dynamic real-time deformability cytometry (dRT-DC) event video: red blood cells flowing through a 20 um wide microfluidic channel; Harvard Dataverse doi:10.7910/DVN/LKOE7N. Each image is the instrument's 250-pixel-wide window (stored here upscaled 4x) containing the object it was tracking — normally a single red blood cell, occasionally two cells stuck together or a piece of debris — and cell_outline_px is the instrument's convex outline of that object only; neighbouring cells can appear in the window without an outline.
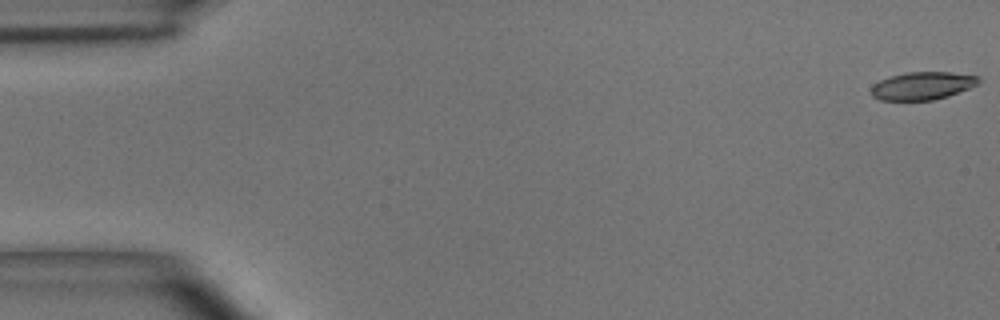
{"species": "common noctule bat (a hibernating species)", "species_latin": "Nyctalus noctula", "temperature_condition": "room temperature", "stored_images_in_passage": 49, "camera_frame_rate_fps": 3000, "um_per_image_px": 0.085, "animal": {"sex": "male", "body_mass_g": 15.6}, "frame": {"image": 1, "passage_image": 1, "time_ms": 0.0, "image_size_px": [1000, 320], "cell_outline_px": [[980, 84], [948, 96], [932, 100], [880, 100], [872, 96], [872, 84], [880, 80], [904, 72], [948, 72], [980, 76]], "centroid_in_image_um": [78.43, 7.29], "position_along_channel_um": 6.6, "area_um2": 17.46}}
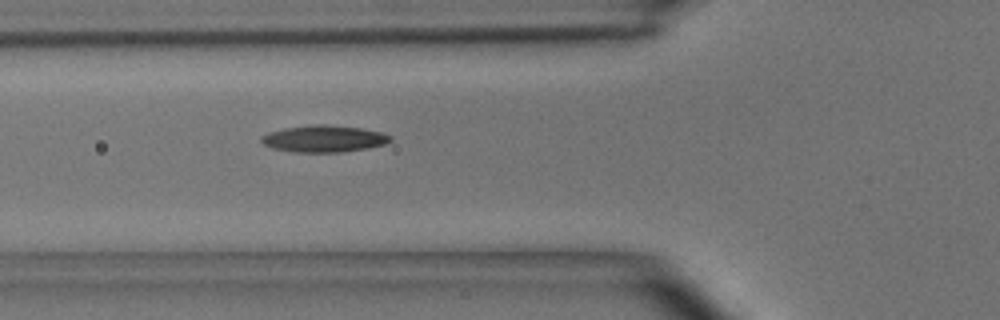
{"frame": {"image": 2, "passage_image": 18, "time_ms": 5.667, "image_size_px": [1000, 320], "cell_outline_px": [[392, 140], [384, 144], [368, 148], [340, 152], [296, 152], [272, 148], [264, 144], [260, 140], [260, 136], [268, 132], [284, 128], [316, 124], [328, 124], [360, 128], [380, 132], [392, 136]], "centroid_in_image_um": [27.51, 11.79], "position_along_channel_um": 98.3, "area_um2": 20.11}}
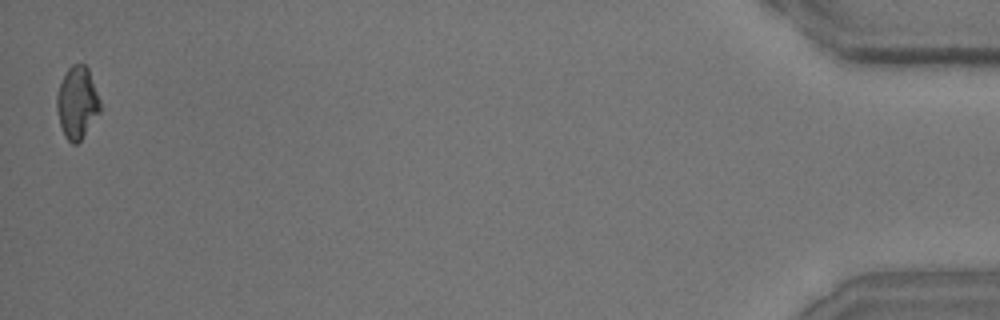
{"frame": {"image": 3, "passage_image": 49, "time_ms": 16.0, "image_size_px": [1000, 320], "cell_outline_px": [[104, 108], [80, 140], [76, 144], [72, 144], [64, 136], [60, 124], [56, 108], [56, 96], [60, 84], [68, 68], [72, 64], [84, 64], [88, 68]], "centroid_in_image_um": [6.59, 8.73], "position_along_channel_um": 428.6, "area_um2": 18.44}, "authors_computed_cell_mechanics": {"area_um2": 18.8428, "velocity_mm_per_s": 4.0633, "shape_relaxation_time_tau1_ms": 4.479, "shape_relaxation_time_tau2_ms": 11.0234, "deformation_change_tau1": 0.1254, "deformation_change_tau2": 0.2286}}